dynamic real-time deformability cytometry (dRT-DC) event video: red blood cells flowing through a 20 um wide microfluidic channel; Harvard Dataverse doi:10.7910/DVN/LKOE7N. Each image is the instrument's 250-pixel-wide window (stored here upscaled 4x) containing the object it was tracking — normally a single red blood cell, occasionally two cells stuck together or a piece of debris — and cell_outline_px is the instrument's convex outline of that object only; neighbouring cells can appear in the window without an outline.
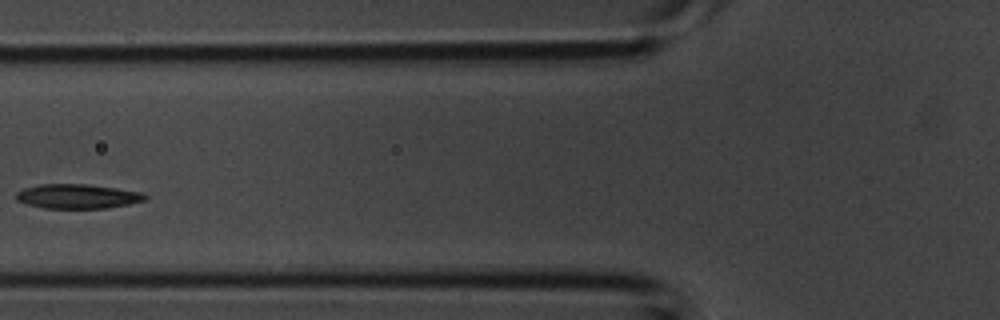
{"species": "common noctule bat (a hibernating species)", "species_latin": "Nyctalus noctula", "temperature_condition": "room temperature", "stored_images_in_passage": 2, "camera_frame_rate_fps": 3000, "um_per_image_px": 0.085, "animal": {"sex": "male", "body_mass_g": 20.1, "forearm_length_mm": 53.5}, "frame": {"image": 1, "passage_image": 2, "time_ms": 0.333, "image_size_px": [1000, 320], "cell_outline_px": [[148, 196], [144, 200], [128, 204], [108, 208], [44, 208], [28, 204], [16, 200], [16, 192], [24, 188], [40, 184], [88, 184], [144, 192]], "centroid_in_image_um": [6.6, 16.68], "position_along_channel_um": 119.2, "area_um2": 18.38}}